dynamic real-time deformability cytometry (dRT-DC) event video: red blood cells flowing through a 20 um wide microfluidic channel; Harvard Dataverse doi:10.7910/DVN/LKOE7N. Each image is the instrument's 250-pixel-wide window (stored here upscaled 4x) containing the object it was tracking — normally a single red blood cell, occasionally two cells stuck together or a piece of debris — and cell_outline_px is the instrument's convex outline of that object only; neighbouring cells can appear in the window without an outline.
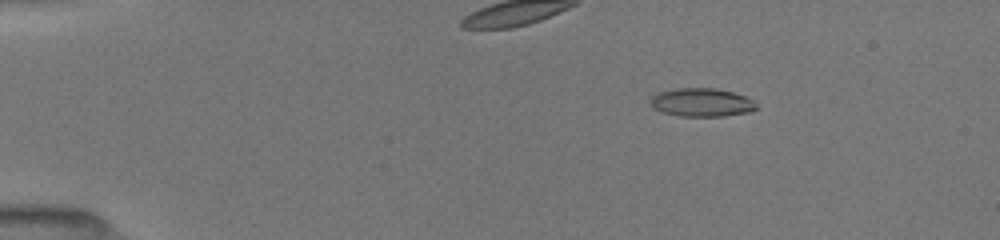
{"species": "common noctule bat (a hibernating species)", "species_latin": "Nyctalus noctula", "temperature_condition": "room temperature", "stored_images_in_passage": 15, "camera_frame_rate_fps": 3000, "um_per_image_px": 0.085, "animal": {"sex": "female", "body_mass_g": 19.5, "forearm_length_mm": 54.1}, "frame": {"image": 1, "passage_image": 4, "time_ms": 2.667, "image_size_px": [1000, 240], "cell_outline_px": [[756, 108], [752, 112], [724, 116], [680, 116], [660, 112], [652, 108], [648, 100], [652, 96], [660, 92], [676, 88], [716, 88], [732, 92], [744, 96], [752, 100], [756, 104]], "centroid_in_image_um": [59.6, 8.71], "position_along_channel_um": 25.4, "area_um2": 17.69}}
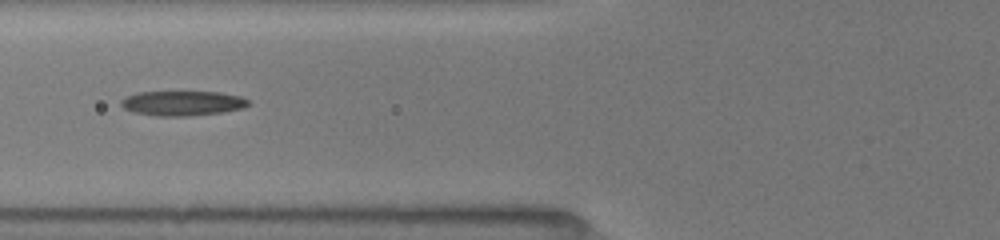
{"frame": {"image": 2, "passage_image": 12, "time_ms": 7.0, "image_size_px": [1000, 240], "cell_outline_px": [[252, 104], [244, 108], [224, 112], [188, 116], [156, 116], [132, 112], [124, 108], [120, 104], [120, 100], [124, 96], [136, 92], [220, 92], [240, 96], [248, 100]], "centroid_in_image_um": [15.5, 8.77], "position_along_channel_um": 110.3, "area_um2": 18.67}}
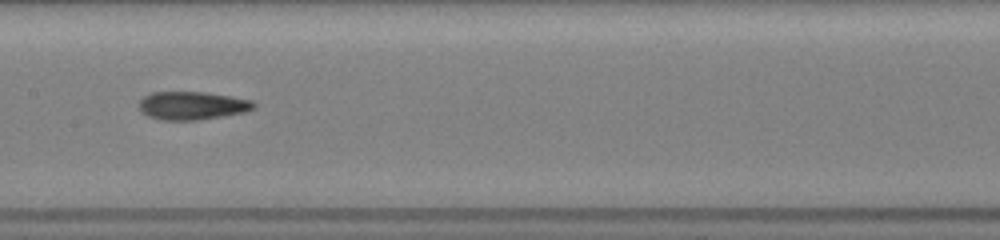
{"frame": {"image": 3, "passage_image": 14, "time_ms": 9.0, "image_size_px": [1000, 240], "cell_outline_px": [[256, 108], [244, 112], [200, 120], [160, 120], [148, 116], [140, 112], [136, 104], [144, 96], [152, 92], [204, 92], [252, 100], [256, 104]], "centroid_in_image_um": [16.28, 8.98], "position_along_channel_um": 191.1, "area_um2": 19.02}}